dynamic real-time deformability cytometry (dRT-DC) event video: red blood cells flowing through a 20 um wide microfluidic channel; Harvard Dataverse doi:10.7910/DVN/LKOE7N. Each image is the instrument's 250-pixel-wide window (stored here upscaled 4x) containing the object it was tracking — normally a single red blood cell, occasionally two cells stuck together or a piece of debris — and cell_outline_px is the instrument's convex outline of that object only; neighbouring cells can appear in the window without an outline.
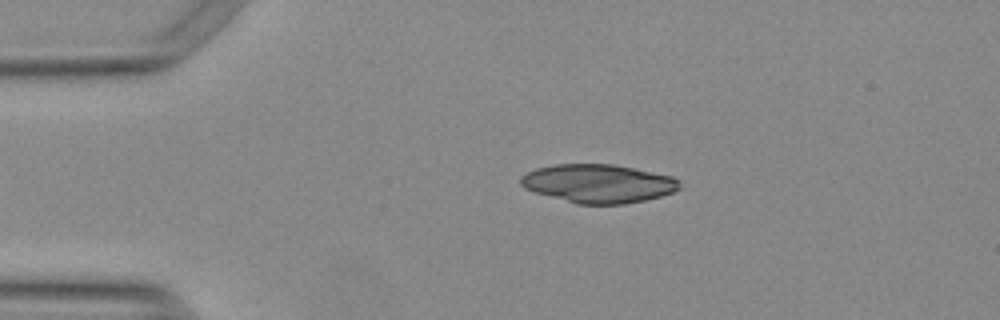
{"species": "Egyptian fruit bat (a non-hibernating species)", "species_latin": "Rousettus aegyptiacus", "temperature_condition": "warm", "stored_images_in_passage": 43, "camera_frame_rate_fps": 3000, "um_per_image_px": 0.085, "animal": {"sex": "female"}, "frame": {"image": 1, "passage_image": 1, "time_ms": 0.0, "image_size_px": [1000, 320], "cell_outline_px": [[680, 188], [672, 192], [660, 196], [644, 200], [624, 204], [576, 204], [536, 192], [524, 188], [520, 184], [520, 176], [536, 168], [556, 164], [612, 164], [672, 176], [680, 180]], "centroid_in_image_um": [50.84, 15.6], "position_along_channel_um": 34.2, "area_um2": 35.49}}